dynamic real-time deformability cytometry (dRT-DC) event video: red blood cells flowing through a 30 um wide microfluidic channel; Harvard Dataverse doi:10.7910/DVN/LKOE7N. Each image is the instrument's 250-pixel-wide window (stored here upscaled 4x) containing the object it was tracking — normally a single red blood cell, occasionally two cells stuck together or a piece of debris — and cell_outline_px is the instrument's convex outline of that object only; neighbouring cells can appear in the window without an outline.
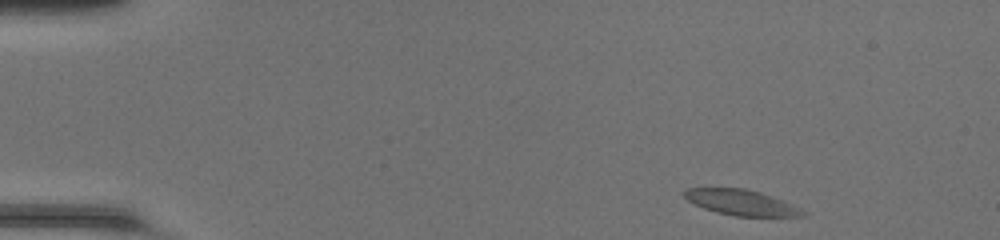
{"species": "common noctule bat (a hibernating species)", "species_latin": "Nyctalus noctula", "temperature_condition": "room temperature", "stored_images_in_passage": 44, "camera_frame_rate_fps": 3000, "um_per_image_px": 0.085, "animal": {"sex": "female", "body_mass_g": 20.0, "forearm_length_mm": 54.0}, "frame": {"image": 1, "passage_image": 1, "time_ms": 0.0, "image_size_px": [1000, 240], "cell_outline_px": [[808, 212], [804, 216], [736, 216], [716, 212], [704, 208], [688, 200], [684, 196], [684, 192], [688, 188], [744, 188], [760, 192], [772, 196]], "centroid_in_image_um": [63.01, 17.21], "position_along_channel_um": 22.0, "area_um2": 17.34}}
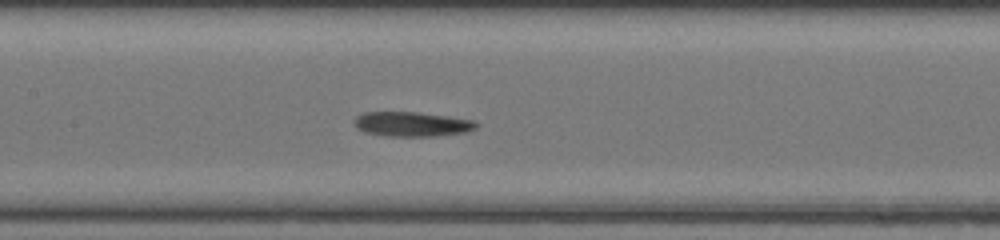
{"frame": {"image": 2, "passage_image": 19, "time_ms": 6.0, "image_size_px": [1000, 240], "cell_outline_px": [[480, 124], [476, 128], [464, 132], [432, 136], [388, 136], [364, 132], [356, 128], [352, 124], [352, 120], [356, 116], [364, 112], [416, 112], [472, 120]], "centroid_in_image_um": [34.93, 10.55], "position_along_channel_um": 172.5, "area_um2": 17.46}}
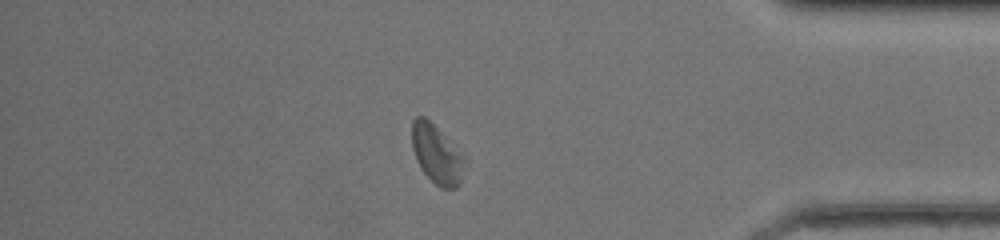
{"frame": {"image": 3, "passage_image": 37, "time_ms": 12.0, "image_size_px": [1000, 240], "cell_outline_px": [[468, 164], [460, 184], [456, 188], [440, 188], [424, 172], [416, 160], [412, 148], [412, 120], [416, 116], [424, 116], [468, 156]], "centroid_in_image_um": [37.2, 13.12], "position_along_channel_um": 398.0, "area_um2": 18.67}, "authors_computed_cell_mechanics": {"area_um2": 17.7446, "velocity_mm_per_s": 4.2386, "shape_relaxation_time_tau1_ms": 2.5008, "shape_relaxation_time_tau2_ms": 2.7526, "deformation_change_tau1": 0.1268, "deformation_change_tau2": 0.1134}}